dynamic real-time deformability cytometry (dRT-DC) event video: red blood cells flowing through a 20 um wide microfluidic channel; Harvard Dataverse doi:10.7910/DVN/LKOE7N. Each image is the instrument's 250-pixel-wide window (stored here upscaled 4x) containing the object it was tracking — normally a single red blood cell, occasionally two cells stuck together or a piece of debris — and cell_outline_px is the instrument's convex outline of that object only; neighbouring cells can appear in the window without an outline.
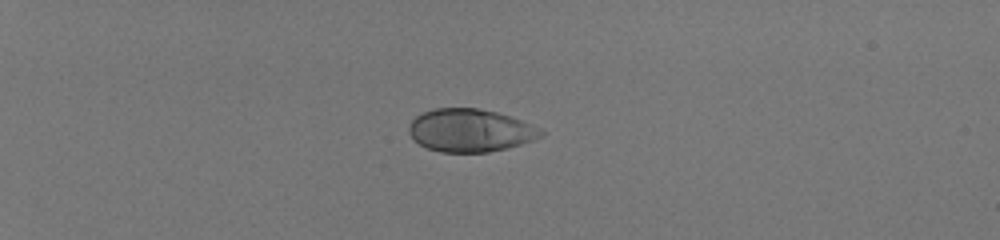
{"species": "human", "species_latin": "Homo sapiens", "temperature_condition": "room temperature", "stored_images_in_passage": 40, "camera_frame_rate_fps": 3000, "um_per_image_px": 0.085, "donor": {"sex": "male"}, "frame": {"image": 1, "passage_image": 1, "time_ms": 0.0, "image_size_px": [1000, 240], "cell_outline_px": [[544, 132], [540, 136], [532, 140], [520, 144], [488, 152], [440, 152], [428, 148], [420, 144], [408, 132], [408, 128], [412, 120], [416, 116], [424, 112], [436, 108], [476, 108], [496, 112], [520, 120], [540, 128]], "centroid_in_image_um": [39.94, 11.08], "position_along_channel_um": 45.1, "area_um2": 32.48}}
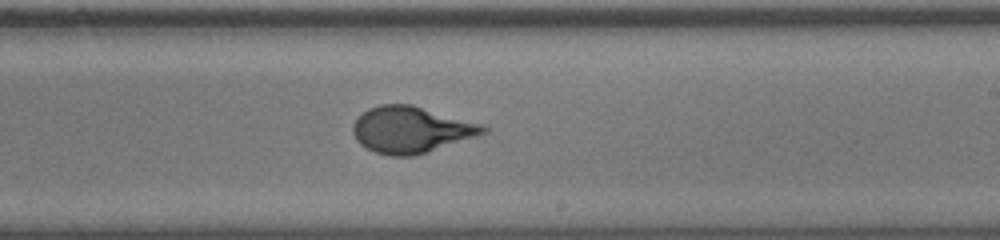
{"frame": {"image": 2, "passage_image": 23, "time_ms": 7.333, "image_size_px": [1000, 240], "cell_outline_px": [[488, 132], [412, 156], [388, 156], [376, 152], [360, 144], [356, 140], [352, 132], [352, 124], [368, 108], [380, 104], [412, 104], [480, 124], [488, 128]], "centroid_in_image_um": [34.89, 11.01], "position_along_channel_um": 254.1, "area_um2": 34.68}}
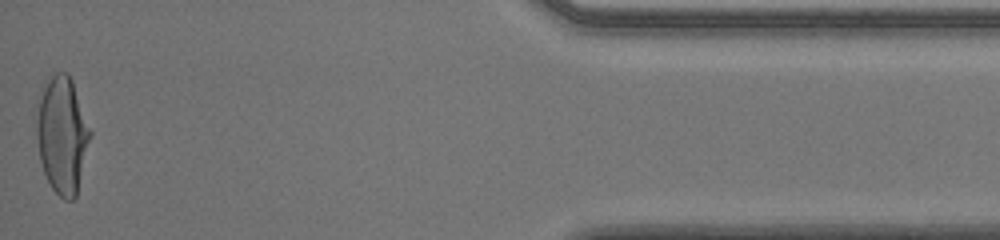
{"frame": {"image": 3, "passage_image": 40, "time_ms": 13.0, "image_size_px": [1000, 240], "cell_outline_px": [[92, 136], [76, 196], [72, 200], [64, 200], [52, 188], [44, 172], [40, 160], [36, 136], [36, 124], [40, 100], [44, 88], [48, 80], [56, 72], [68, 72], [72, 80], [92, 132]], "centroid_in_image_um": [5.32, 11.5], "position_along_channel_um": 429.9, "area_um2": 36.24}, "authors_computed_cell_mechanics": {"area_um2": 34.3332, "velocity_mm_per_s": 4.0225, "shape_relaxation_time_tau1_ms": 3.5645, "shape_relaxation_time_tau2_ms": null, "deformation_change_tau1": 0.1999, "deformation_change_tau2": null}}